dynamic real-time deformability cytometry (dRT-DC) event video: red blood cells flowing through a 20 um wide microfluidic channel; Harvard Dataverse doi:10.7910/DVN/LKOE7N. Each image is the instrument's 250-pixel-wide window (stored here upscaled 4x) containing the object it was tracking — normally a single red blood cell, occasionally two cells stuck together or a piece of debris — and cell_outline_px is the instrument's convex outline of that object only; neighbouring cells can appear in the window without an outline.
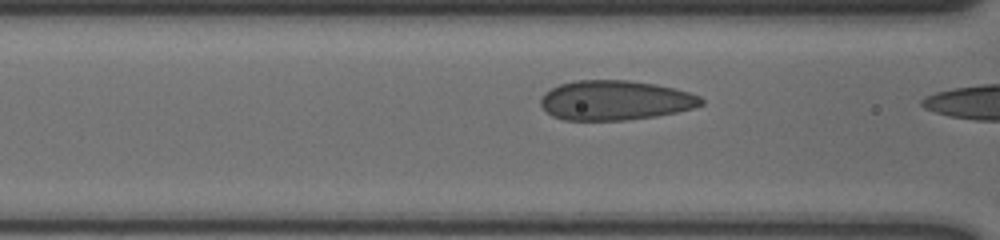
{"species": "human", "species_latin": "Homo sapiens", "temperature_condition": "cold", "stored_images_in_passage": 17, "segment_of_instrument_passage": [2, 2], "camera_frame_rate_fps": 3000, "um_per_image_px": 0.085, "donor": {"sex": "male"}, "frame": {"image": 1, "passage_image": 16, "time_ms": 5.0, "image_size_px": [1000, 240], "cell_outline_px": [[704, 104], [692, 108], [676, 112], [656, 116], [624, 120], [564, 120], [552, 116], [540, 104], [540, 100], [544, 92], [560, 84], [576, 80], [628, 80], [656, 84], [688, 92], [700, 96], [704, 100]], "centroid_in_image_um": [52.28, 8.52], "position_along_channel_um": 114.3, "area_um2": 37.05}}